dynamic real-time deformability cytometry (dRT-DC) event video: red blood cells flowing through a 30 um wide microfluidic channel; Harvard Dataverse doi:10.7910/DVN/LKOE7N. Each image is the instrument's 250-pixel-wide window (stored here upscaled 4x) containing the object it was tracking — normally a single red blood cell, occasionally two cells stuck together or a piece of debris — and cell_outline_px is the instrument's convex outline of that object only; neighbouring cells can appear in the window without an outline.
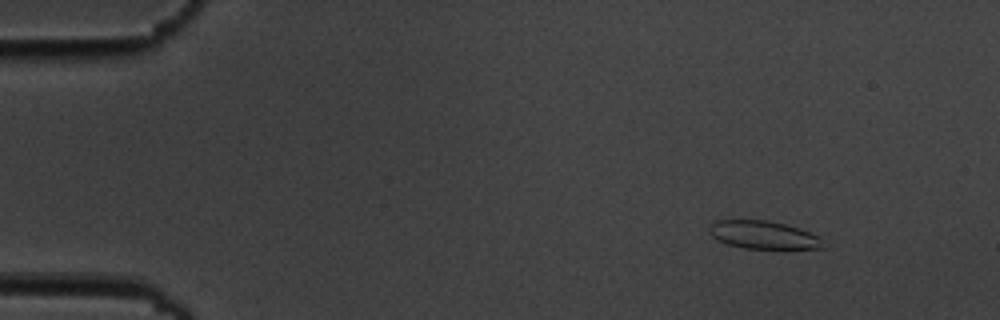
{"species": "common noctule bat (a hibernating species)", "species_latin": "Nyctalus noctula", "temperature_condition": "cold", "stored_images_in_passage": 5, "camera_frame_rate_fps": 3000, "um_per_image_px": 0.085, "animal": {"sex": "male", "body_mass_g": 19.5, "forearm_length_mm": 54.6}, "frame": {"image": 1, "passage_image": 2, "time_ms": 1.333, "image_size_px": [1000, 320], "cell_outline_px": [[824, 248], [744, 248], [728, 244], [716, 240], [708, 232], [708, 228], [716, 220], [768, 220], [800, 228], [820, 236]], "centroid_in_image_um": [64.86, 19.96], "position_along_channel_um": 20.1, "area_um2": 18.5}}